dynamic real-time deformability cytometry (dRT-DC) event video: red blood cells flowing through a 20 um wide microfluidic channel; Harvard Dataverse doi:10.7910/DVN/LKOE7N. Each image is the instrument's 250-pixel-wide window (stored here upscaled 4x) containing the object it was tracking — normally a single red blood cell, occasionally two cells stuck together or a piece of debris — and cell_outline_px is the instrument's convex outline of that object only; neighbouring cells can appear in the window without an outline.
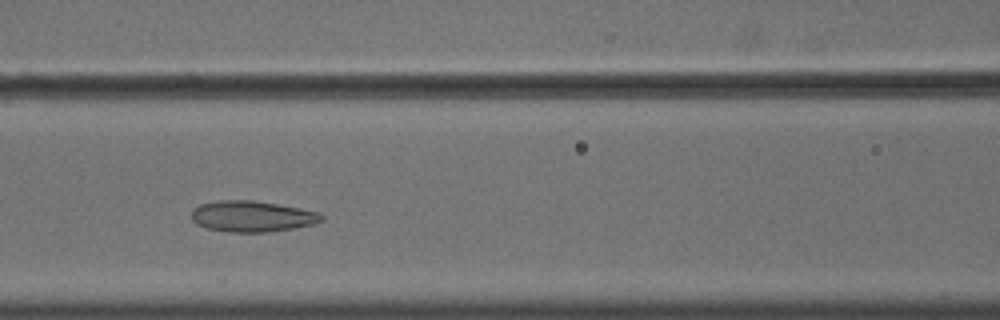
{"species": "common noctule bat (a hibernating species)", "species_latin": "Nyctalus noctula", "temperature_condition": "cold", "stored_images_in_passage": 48, "camera_frame_rate_fps": 3000, "um_per_image_px": 0.085, "animal": {"sex": "male", "body_mass_g": 18.8}, "frame": {"image": 1, "passage_image": 17, "time_ms": 5.333, "image_size_px": [1000, 320], "cell_outline_px": [[324, 220], [312, 224], [292, 228], [268, 232], [224, 232], [204, 228], [196, 224], [192, 220], [192, 208], [200, 204], [220, 200], [252, 200], [300, 208], [316, 212], [324, 216]], "centroid_in_image_um": [21.37, 18.39], "position_along_channel_um": 145.2, "area_um2": 23.52}}
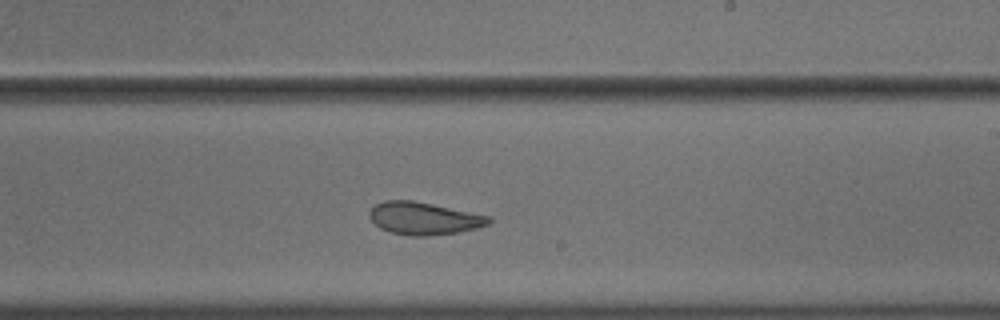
{"frame": {"image": 2, "passage_image": 26, "time_ms": 8.333, "image_size_px": [1000, 320], "cell_outline_px": [[492, 220], [488, 224], [476, 228], [460, 232], [428, 236], [408, 236], [388, 232], [380, 228], [368, 216], [368, 212], [376, 204], [384, 200], [412, 200], [432, 204], [488, 216]], "centroid_in_image_um": [35.98, 18.57], "position_along_channel_um": 253.0, "area_um2": 22.54}}
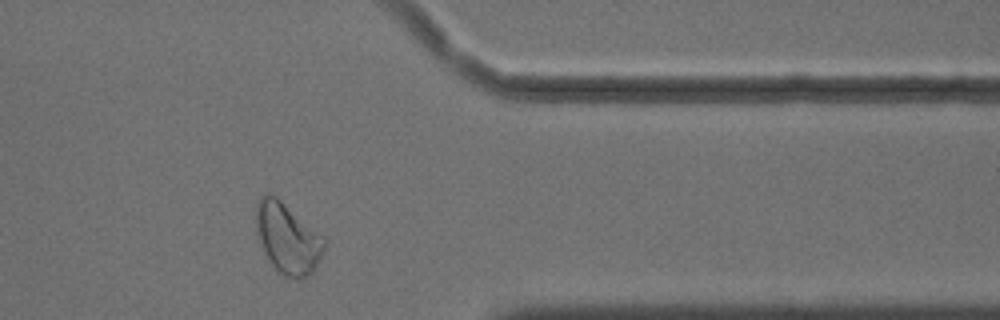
{"frame": {"image": 3, "passage_image": 38, "time_ms": 12.333, "image_size_px": [1000, 320], "cell_outline_px": [[328, 240], [316, 268], [308, 276], [300, 280], [296, 280], [276, 272], [268, 260], [264, 252], [260, 240], [256, 224], [256, 204], [260, 196], [268, 192], [276, 196], [324, 236]], "centroid_in_image_um": [24.47, 20.27], "position_along_channel_um": 386.9, "area_um2": 28.38}, "authors_computed_cell_mechanics": {"area_um2": 25.6343, "velocity_mm_per_s": 3.6007, "shape_relaxation_time_tau1_ms": 7.1779, "shape_relaxation_time_tau2_ms": 1.4694, "deformation_change_tau1": 0.1119, "deformation_change_tau2": 0.0703}}